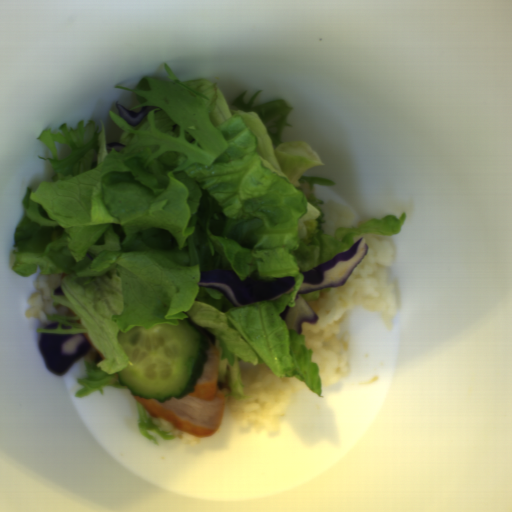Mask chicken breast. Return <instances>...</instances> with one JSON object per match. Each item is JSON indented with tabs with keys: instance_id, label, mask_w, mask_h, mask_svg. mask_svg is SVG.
Here are the masks:
<instances>
[{
	"instance_id": "cb542c10",
	"label": "chicken breast",
	"mask_w": 512,
	"mask_h": 512,
	"mask_svg": "<svg viewBox=\"0 0 512 512\" xmlns=\"http://www.w3.org/2000/svg\"><path fill=\"white\" fill-rule=\"evenodd\" d=\"M207 363L194 386V392L181 399H143L134 395L145 411L153 417L166 419L175 428L196 437H210L216 433L223 417L225 397L218 388L219 347L208 341Z\"/></svg>"
},
{
	"instance_id": "c9198e5e",
	"label": "chicken breast",
	"mask_w": 512,
	"mask_h": 512,
	"mask_svg": "<svg viewBox=\"0 0 512 512\" xmlns=\"http://www.w3.org/2000/svg\"><path fill=\"white\" fill-rule=\"evenodd\" d=\"M81 335H83L92 346L90 352L83 357L84 359L90 360L95 363H99L104 358H106L104 354L100 351V349L96 346V344L92 341V339L89 337L88 333H83Z\"/></svg>"
}]
</instances>
